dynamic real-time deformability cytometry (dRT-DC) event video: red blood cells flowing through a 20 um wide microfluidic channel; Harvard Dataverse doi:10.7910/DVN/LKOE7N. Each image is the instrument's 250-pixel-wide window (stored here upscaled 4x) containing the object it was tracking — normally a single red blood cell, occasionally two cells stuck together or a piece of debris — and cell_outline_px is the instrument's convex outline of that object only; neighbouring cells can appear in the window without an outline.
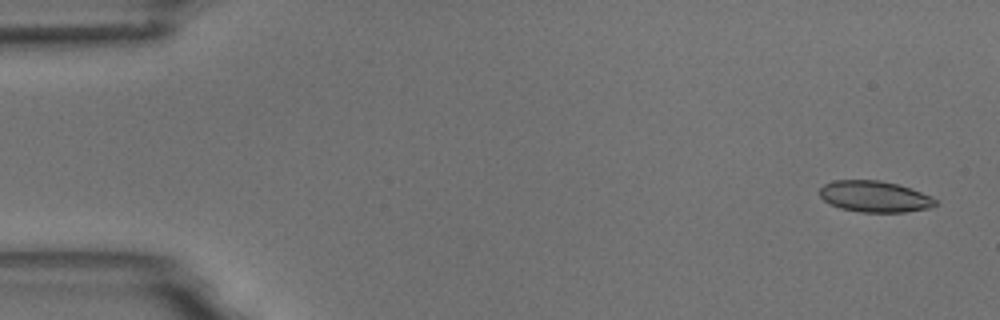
{"species": "common noctule bat (a hibernating species)", "species_latin": "Nyctalus noctula", "temperature_condition": "room temperature", "stored_images_in_passage": 5, "camera_frame_rate_fps": 3000, "um_per_image_px": 0.085, "animal": {"sex": "male", "body_mass_g": 18.8}, "frame": {"image": 1, "passage_image": 1, "time_ms": 0.0, "image_size_px": [1000, 320], "cell_outline_px": [[936, 204], [928, 208], [904, 212], [860, 212], [840, 208], [828, 204], [820, 196], [820, 188], [824, 184], [832, 180], [880, 180], [896, 184], [932, 196], [936, 200]], "centroid_in_image_um": [74.29, 16.7], "position_along_channel_um": 10.7, "area_um2": 20.98}}
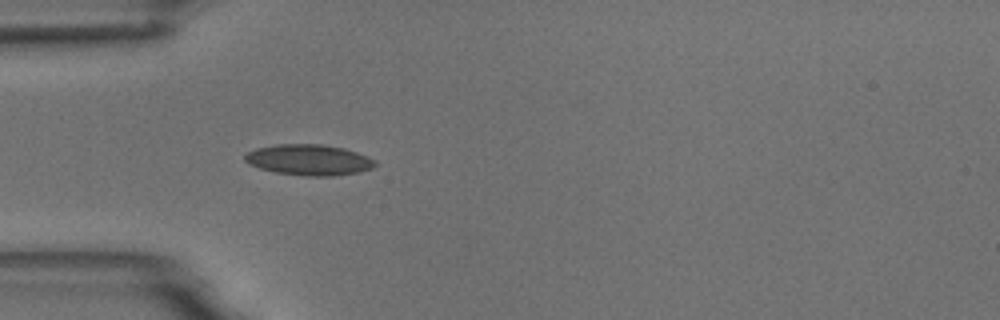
{"frame": {"image": 2, "passage_image": 5, "time_ms": 4.667, "image_size_px": [1000, 320], "cell_outline_px": [[376, 164], [372, 168], [356, 172], [336, 176], [304, 176], [276, 172], [260, 168], [248, 164], [244, 160], [244, 156], [248, 152], [256, 148], [276, 144], [320, 144], [344, 148], [368, 156], [376, 160]], "centroid_in_image_um": [26.25, 13.59], "position_along_channel_um": 58.7, "area_um2": 23.41}}